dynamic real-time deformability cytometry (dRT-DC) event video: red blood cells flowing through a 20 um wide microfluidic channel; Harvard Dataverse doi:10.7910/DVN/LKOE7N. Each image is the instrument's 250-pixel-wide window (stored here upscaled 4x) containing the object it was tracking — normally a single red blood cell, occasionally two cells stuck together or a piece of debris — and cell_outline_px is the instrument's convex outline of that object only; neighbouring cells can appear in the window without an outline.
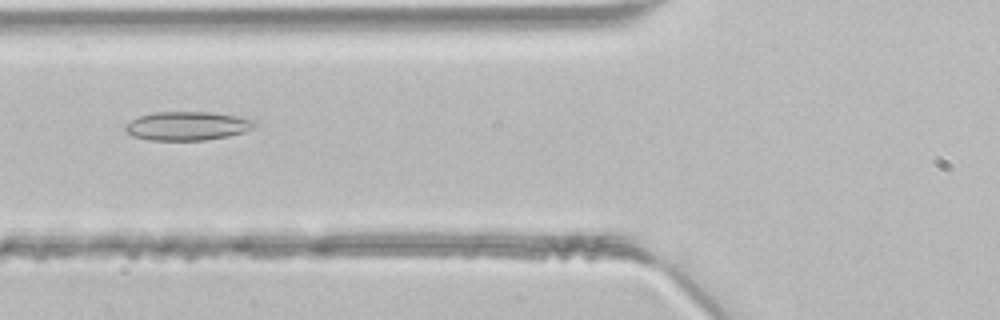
{"species": "common noctule bat (a hibernating species)", "species_latin": "Nyctalus noctula", "temperature_condition": "room temperature", "stored_images_in_passage": 34, "camera_frame_rate_fps": 3000, "um_per_image_px": 0.085, "animal": {"sex": "male", "body_mass_g": 21.5, "forearm_length_mm": 52.0}, "frame": {"image": 1, "passage_image": 6, "time_ms": 1.667, "image_size_px": [1000, 320], "cell_outline_px": [[256, 124], [252, 128], [244, 132], [228, 136], [204, 140], [148, 140], [132, 136], [124, 128], [132, 120], [140, 116], [152, 112], [212, 112], [236, 116], [252, 120]], "centroid_in_image_um": [15.91, 10.7], "position_along_channel_um": 109.9, "area_um2": 21.44}}
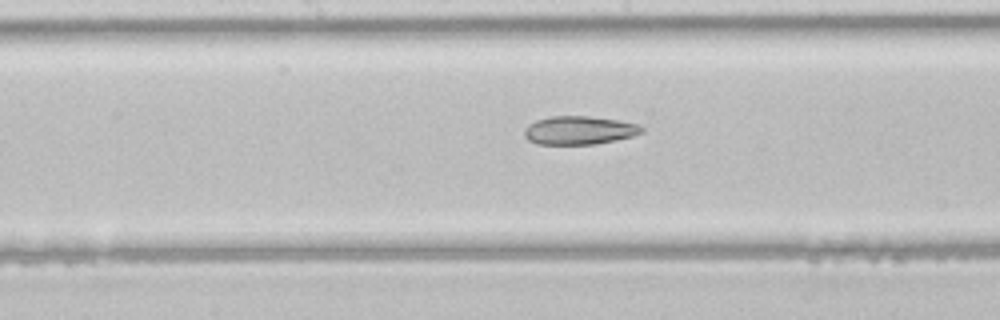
{"frame": {"image": 2, "passage_image": 12, "time_ms": 3.667, "image_size_px": [1000, 320], "cell_outline_px": [[644, 132], [632, 136], [616, 140], [592, 144], [536, 144], [528, 140], [524, 136], [524, 128], [528, 124], [536, 120], [552, 116], [588, 116], [616, 120], [636, 124], [644, 128]], "centroid_in_image_um": [49.19, 11.08], "position_along_channel_um": 199.0, "area_um2": 19.36}}
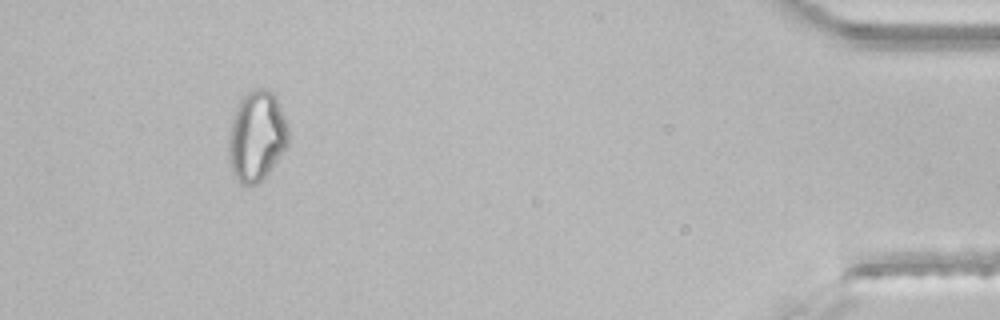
{"frame": {"image": 3, "passage_image": 31, "time_ms": 10.0, "image_size_px": [1000, 320], "cell_outline_px": [[288, 144], [260, 184], [240, 184], [232, 176], [228, 164], [228, 140], [232, 120], [236, 108], [240, 100], [248, 92], [256, 88], [264, 88], [272, 92], [276, 100], [288, 128]], "centroid_in_image_um": [21.77, 11.63], "position_along_channel_um": 413.4, "area_um2": 31.33}}